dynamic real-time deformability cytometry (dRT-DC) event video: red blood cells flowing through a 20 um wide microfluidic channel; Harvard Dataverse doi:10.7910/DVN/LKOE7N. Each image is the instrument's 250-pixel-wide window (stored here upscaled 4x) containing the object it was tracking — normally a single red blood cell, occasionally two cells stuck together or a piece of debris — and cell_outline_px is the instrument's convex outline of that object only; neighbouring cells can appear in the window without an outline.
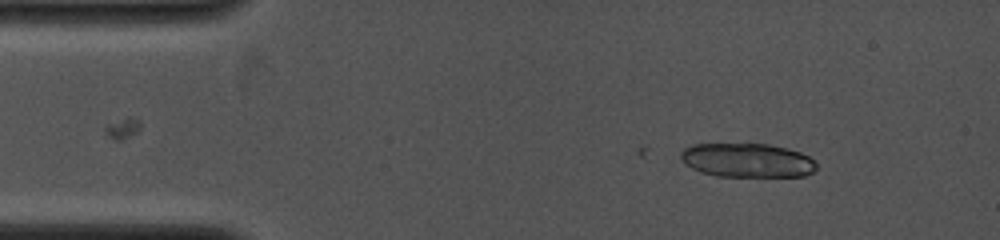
{"species": "common noctule bat (a hibernating species)", "species_latin": "Nyctalus noctula", "temperature_condition": "cold", "stored_images_in_passage": 3, "camera_frame_rate_fps": 4000, "um_per_image_px": 0.085, "animal": {"sex": "female", "body_mass_g": 19.0, "forearm_length_mm": 53.3}, "frame": {"image": 1, "passage_image": 3, "time_ms": 0.25, "image_size_px": [1000, 240], "cell_outline_px": [[816, 168], [812, 172], [804, 176], [716, 176], [700, 172], [684, 164], [680, 160], [680, 152], [684, 148], [692, 144], [768, 144], [788, 148], [800, 152], [808, 156], [816, 164]], "centroid_in_image_um": [63.47, 13.62], "position_along_channel_um": 21.5, "area_um2": 26.99}}